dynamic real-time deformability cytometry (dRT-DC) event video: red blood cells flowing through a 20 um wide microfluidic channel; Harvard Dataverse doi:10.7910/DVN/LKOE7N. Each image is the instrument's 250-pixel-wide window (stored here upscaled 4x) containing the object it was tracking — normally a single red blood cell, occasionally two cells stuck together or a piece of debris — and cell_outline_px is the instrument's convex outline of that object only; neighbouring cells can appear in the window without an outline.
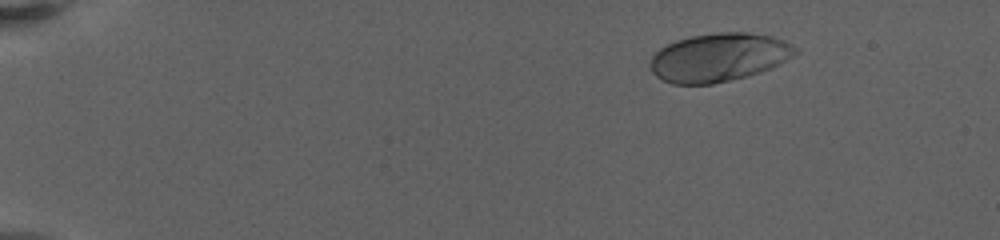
{"species": "human", "species_latin": "Homo sapiens", "temperature_condition": "warm", "stored_images_in_passage": 76, "camera_frame_rate_fps": 3000, "um_per_image_px": 0.085, "donor": {"sex": "female"}, "frame": {"image": 1, "passage_image": 9, "time_ms": 3.0, "image_size_px": [1000, 240], "cell_outline_px": [[800, 52], [780, 64], [772, 68], [748, 76], [712, 84], [672, 84], [660, 80], [652, 72], [648, 64], [652, 56], [660, 48], [676, 40], [692, 36], [720, 32], [748, 32], [772, 36], [784, 40], [800, 48]], "centroid_in_image_um": [61.13, 4.88], "position_along_channel_um": 23.9, "area_um2": 41.38}}
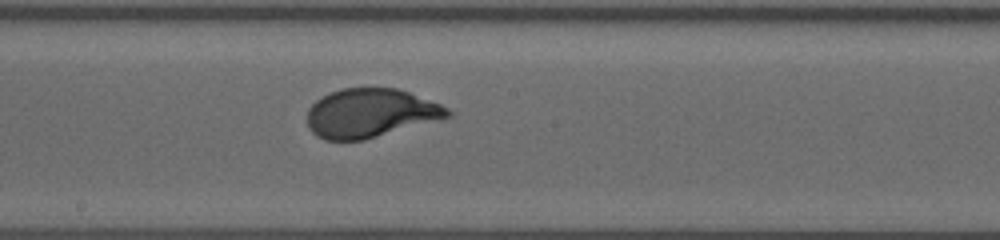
{"frame": {"image": 2, "passage_image": 40, "time_ms": 12.667, "image_size_px": [1000, 240], "cell_outline_px": [[452, 116], [440, 120], [364, 140], [324, 140], [316, 136], [308, 128], [308, 108], [316, 100], [340, 88], [396, 88], [408, 92], [440, 104], [448, 108], [452, 112]], "centroid_in_image_um": [31.49, 9.63], "position_along_channel_um": 216.7, "area_um2": 40.0}}
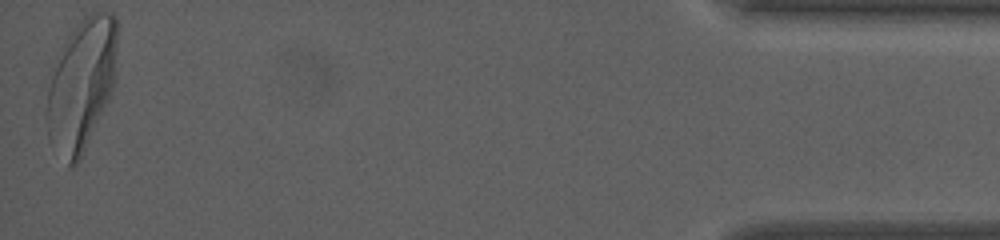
{"frame": {"image": 3, "passage_image": 75, "time_ms": 21.667, "image_size_px": [1000, 240], "cell_outline_px": [[116, 48], [112, 92], [80, 160], [76, 168], [68, 168], [48, 140], [48, 88], [52, 76], [68, 36], [92, 12], [112, 12], [116, 16]], "centroid_in_image_um": [6.94, 7.29], "position_along_channel_um": 428.3, "area_um2": 52.71}, "authors_computed_cell_mechanics": {"area_um2": 40.8357, "velocity_mm_per_s": 3.2078, "shape_relaxation_time_tau1_ms": 2.9719, "shape_relaxation_time_tau2_ms": null, "deformation_change_tau1": 0.1702, "deformation_change_tau2": null}}